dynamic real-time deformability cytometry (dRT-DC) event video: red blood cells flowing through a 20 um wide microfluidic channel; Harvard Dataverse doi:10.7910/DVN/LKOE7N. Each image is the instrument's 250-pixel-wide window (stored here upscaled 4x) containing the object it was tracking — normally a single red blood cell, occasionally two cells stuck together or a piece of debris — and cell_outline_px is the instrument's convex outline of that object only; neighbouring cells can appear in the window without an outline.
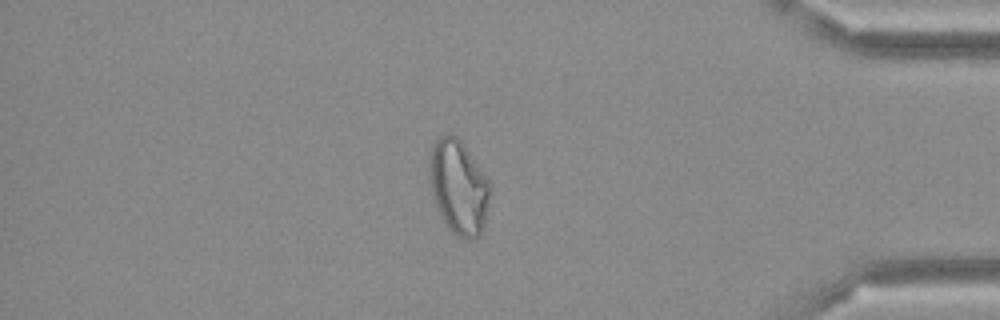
{"species": "Egyptian fruit bat (a non-hibernating species)", "species_latin": "Rousettus aegyptiacus", "temperature_condition": "cold", "stored_images_in_passage": 49, "camera_frame_rate_fps": 3000, "um_per_image_px": 0.085, "frame": {"image": 1, "passage_image": 42, "time_ms": 13.667, "image_size_px": [1000, 320], "cell_outline_px": [[488, 204], [484, 220], [480, 232], [472, 240], [468, 240], [456, 236], [444, 224], [440, 216], [432, 196], [428, 172], [428, 160], [432, 144], [440, 136], [448, 132], [452, 132], [460, 140], [488, 180]], "centroid_in_image_um": [38.9, 15.88], "position_along_channel_um": 396.3, "area_um2": 33.12}}